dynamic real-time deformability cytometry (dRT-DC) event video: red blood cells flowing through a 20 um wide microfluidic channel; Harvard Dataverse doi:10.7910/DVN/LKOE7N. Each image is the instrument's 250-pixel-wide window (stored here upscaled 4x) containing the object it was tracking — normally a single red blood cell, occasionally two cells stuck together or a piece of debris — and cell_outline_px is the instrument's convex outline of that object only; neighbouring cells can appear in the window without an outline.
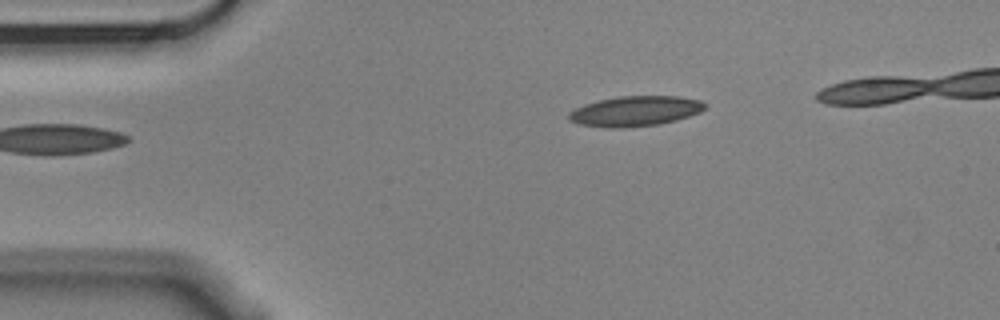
{"species": "Egyptian fruit bat (a non-hibernating species)", "species_latin": "Rousettus aegyptiacus", "temperature_condition": "cold", "stored_images_in_passage": 3, "camera_frame_rate_fps": 3000, "um_per_image_px": 0.085, "animal": {"sex": "male"}, "frame": {"image": 1, "passage_image": 3, "time_ms": 0.667, "image_size_px": [1000, 320], "cell_outline_px": [[704, 108], [700, 112], [676, 120], [660, 124], [624, 128], [604, 128], [580, 124], [568, 120], [568, 112], [584, 104], [616, 96], [676, 96], [700, 100], [704, 104]], "centroid_in_image_um": [53.94, 9.45], "position_along_channel_um": 31.1, "area_um2": 23.93}}